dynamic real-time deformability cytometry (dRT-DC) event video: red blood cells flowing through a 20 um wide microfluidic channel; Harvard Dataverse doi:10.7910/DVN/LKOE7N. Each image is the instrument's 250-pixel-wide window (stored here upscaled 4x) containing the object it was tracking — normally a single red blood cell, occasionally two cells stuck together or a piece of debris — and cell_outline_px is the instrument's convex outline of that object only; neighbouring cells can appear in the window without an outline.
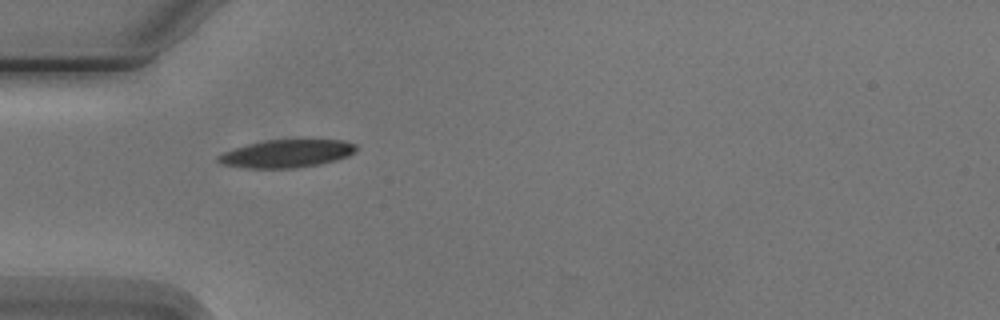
{"species": "Egyptian fruit bat (a non-hibernating species)", "species_latin": "Rousettus aegyptiacus", "temperature_condition": "cold", "stored_images_in_passage": 3, "camera_frame_rate_fps": 3000, "um_per_image_px": 0.085, "animal": {"sex": "male"}, "frame": {"image": 1, "passage_image": 2, "time_ms": 1.333, "image_size_px": [1000, 320], "cell_outline_px": [[356, 152], [348, 156], [336, 160], [320, 164], [292, 168], [248, 168], [220, 164], [216, 160], [216, 156], [232, 148], [264, 140], [344, 140], [356, 144]], "centroid_in_image_um": [24.34, 13.05], "position_along_channel_um": 60.7, "area_um2": 22.48}}
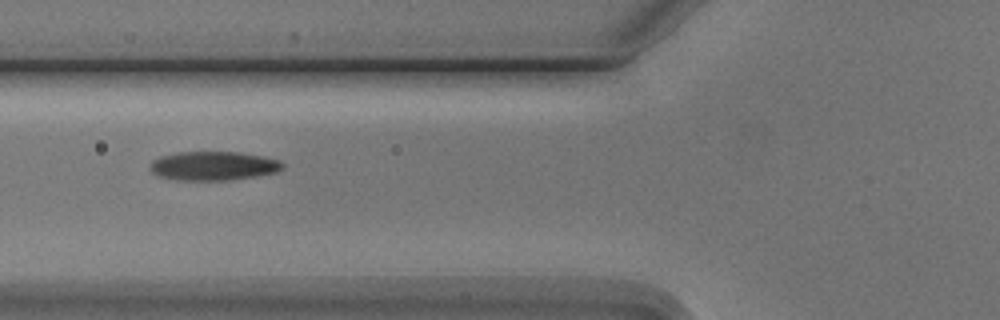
{"frame": {"image": 2, "passage_image": 3, "time_ms": 2.667, "image_size_px": [1000, 320], "cell_outline_px": [[284, 164], [276, 172], [228, 180], [176, 180], [160, 176], [152, 172], [148, 168], [148, 164], [152, 160], [160, 156], [180, 152], [240, 152], [264, 156], [280, 160]], "centroid_in_image_um": [18.09, 14.09], "position_along_channel_um": 107.7, "area_um2": 22.31}}